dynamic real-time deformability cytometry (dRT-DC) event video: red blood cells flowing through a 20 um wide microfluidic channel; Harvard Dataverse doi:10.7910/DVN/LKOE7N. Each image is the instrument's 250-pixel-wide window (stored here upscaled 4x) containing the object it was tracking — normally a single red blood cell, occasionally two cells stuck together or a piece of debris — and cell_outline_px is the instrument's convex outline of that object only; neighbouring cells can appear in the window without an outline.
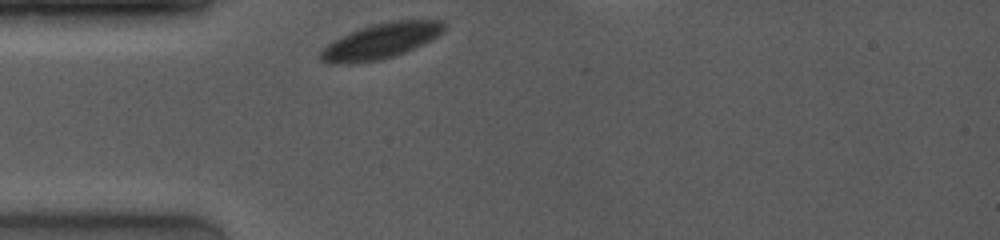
{"species": "common noctule bat (a hibernating species)", "species_latin": "Nyctalus noctula", "temperature_condition": "room temperature", "stored_images_in_passage": 41, "camera_frame_rate_fps": 4000, "um_per_image_px": 0.085, "animal": {"sex": "female", "body_mass_g": 19.0, "forearm_length_mm": 53.3}, "frame": {"image": 1, "passage_image": 1, "time_ms": 0.0, "image_size_px": [1000, 240], "cell_outline_px": [[444, 32], [404, 52], [380, 60], [344, 64], [328, 64], [320, 60], [320, 52], [332, 40], [340, 36], [360, 28], [372, 24], [392, 20], [444, 20]], "centroid_in_image_um": [32.31, 3.48], "position_along_channel_um": 52.7, "area_um2": 25.2}}
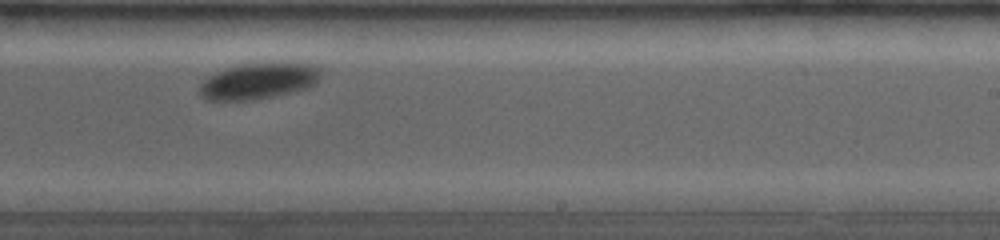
{"frame": {"image": 2, "passage_image": 25, "time_ms": 6.0, "image_size_px": [1000, 240], "cell_outline_px": [[320, 76], [316, 84], [304, 88], [272, 96], [252, 100], [208, 100], [200, 92], [200, 84], [208, 76], [216, 72], [228, 68], [244, 64], [316, 64], [320, 68]], "centroid_in_image_um": [21.97, 6.89], "position_along_channel_um": 267.0, "area_um2": 24.74}}
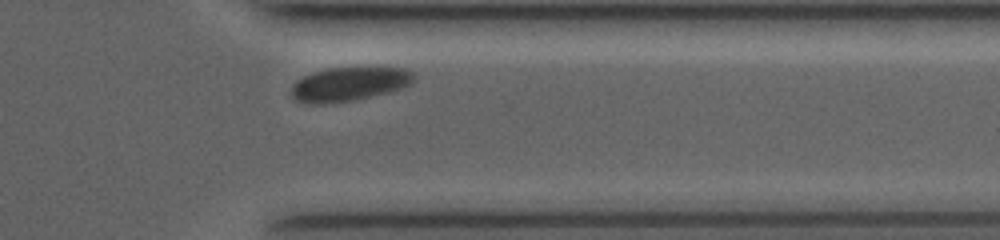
{"frame": {"image": 3, "passage_image": 37, "time_ms": 9.0, "image_size_px": [1000, 240], "cell_outline_px": [[416, 80], [400, 88], [352, 100], [332, 104], [312, 104], [296, 100], [292, 96], [292, 84], [296, 80], [304, 76], [328, 68], [404, 68], [412, 72], [416, 76]], "centroid_in_image_um": [29.64, 7.15], "position_along_channel_um": 381.8, "area_um2": 23.81}}